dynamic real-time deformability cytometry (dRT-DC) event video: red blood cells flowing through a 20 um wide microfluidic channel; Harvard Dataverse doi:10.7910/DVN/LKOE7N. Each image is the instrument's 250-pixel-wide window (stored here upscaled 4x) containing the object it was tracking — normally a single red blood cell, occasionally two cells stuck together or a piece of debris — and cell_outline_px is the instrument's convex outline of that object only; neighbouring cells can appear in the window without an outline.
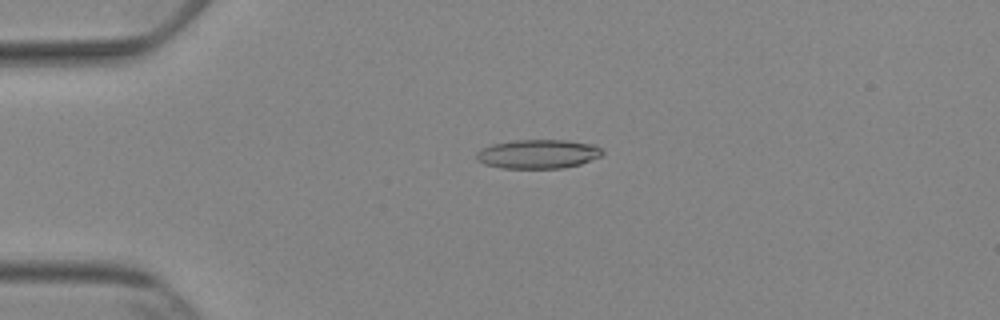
{"species": "Egyptian fruit bat (a non-hibernating species)", "species_latin": "Rousettus aegyptiacus", "temperature_condition": "cold", "stored_images_in_passage": 44, "camera_frame_rate_fps": 3000, "um_per_image_px": 0.085, "animal": {"sex": "female"}, "frame": {"image": 1, "passage_image": 4, "time_ms": 1.0, "image_size_px": [1000, 320], "cell_outline_px": [[604, 152], [600, 156], [580, 164], [564, 168], [500, 168], [484, 164], [476, 160], [476, 152], [492, 144], [516, 140], [564, 140], [596, 144], [604, 148]], "centroid_in_image_um": [45.76, 13.09], "position_along_channel_um": 39.2, "area_um2": 21.44}}
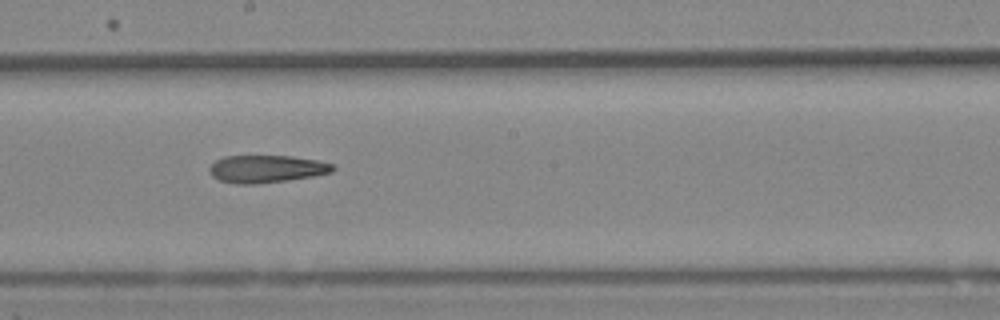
{"frame": {"image": 2, "passage_image": 21, "time_ms": 6.667, "image_size_px": [1000, 320], "cell_outline_px": [[336, 168], [332, 172], [312, 176], [256, 184], [236, 184], [220, 180], [212, 176], [208, 172], [208, 168], [216, 160], [224, 156], [292, 156], [316, 160], [332, 164]], "centroid_in_image_um": [22.61, 14.35], "position_along_channel_um": 225.6, "area_um2": 19.65}}
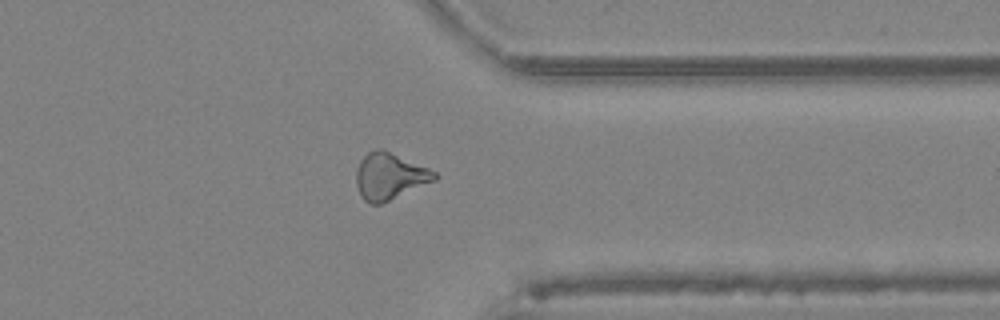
{"frame": {"image": 3, "passage_image": 33, "time_ms": 10.667, "image_size_px": [1000, 320], "cell_outline_px": [[440, 176], [436, 180], [380, 204], [368, 204], [364, 200], [356, 184], [356, 168], [360, 160], [368, 152], [376, 148], [380, 148], [428, 168], [436, 172]], "centroid_in_image_um": [33.11, 14.98], "position_along_channel_um": 378.3, "area_um2": 21.1}}